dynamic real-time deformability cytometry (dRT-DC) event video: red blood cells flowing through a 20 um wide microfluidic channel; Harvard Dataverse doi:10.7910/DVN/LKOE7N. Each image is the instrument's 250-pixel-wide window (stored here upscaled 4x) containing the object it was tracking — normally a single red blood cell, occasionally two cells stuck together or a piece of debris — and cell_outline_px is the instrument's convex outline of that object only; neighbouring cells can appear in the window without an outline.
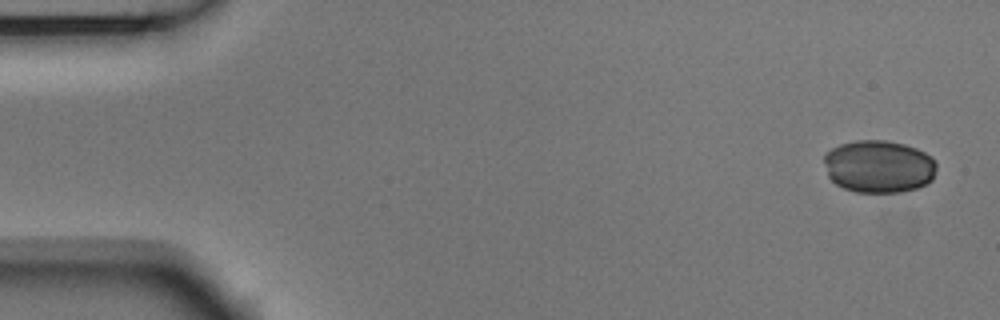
{"species": "Egyptian fruit bat (a non-hibernating species)", "species_latin": "Rousettus aegyptiacus", "temperature_condition": "room temperature", "stored_images_in_passage": 6, "camera_frame_rate_fps": 3000, "um_per_image_px": 0.085, "animal": {"sex": "male"}, "frame": {"image": 1, "passage_image": 1, "time_ms": 0.0, "image_size_px": [1000, 320], "cell_outline_px": [[936, 168], [932, 180], [916, 188], [900, 192], [856, 192], [844, 188], [836, 184], [828, 176], [824, 160], [824, 156], [832, 148], [840, 144], [856, 140], [884, 140], [904, 144], [916, 148], [932, 156], [936, 164]], "centroid_in_image_um": [74.7, 14.14], "position_along_channel_um": 10.3, "area_um2": 34.45}}